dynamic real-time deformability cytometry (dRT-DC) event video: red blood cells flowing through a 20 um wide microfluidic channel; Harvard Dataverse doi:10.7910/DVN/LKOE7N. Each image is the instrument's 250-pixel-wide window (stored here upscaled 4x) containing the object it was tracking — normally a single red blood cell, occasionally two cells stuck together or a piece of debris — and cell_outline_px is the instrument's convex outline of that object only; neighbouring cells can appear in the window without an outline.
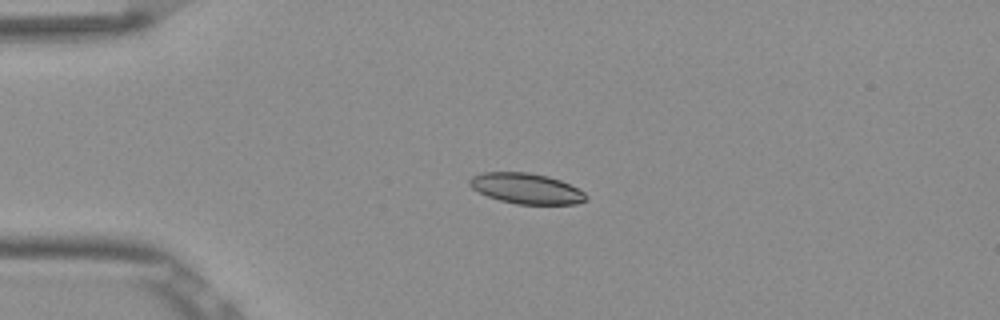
{"species": "Egyptian fruit bat (a non-hibernating species)", "species_latin": "Rousettus aegyptiacus", "temperature_condition": "room temperature", "stored_images_in_passage": 41, "camera_frame_rate_fps": 3000, "um_per_image_px": 0.085, "frame": {"image": 1, "passage_image": 1, "time_ms": 0.0, "image_size_px": [1000, 320], "cell_outline_px": [[588, 200], [576, 204], [516, 204], [500, 200], [488, 196], [472, 188], [468, 184], [468, 180], [472, 176], [484, 172], [528, 172], [548, 176], [560, 180], [584, 192], [588, 196]], "centroid_in_image_um": [44.74, 16.02], "position_along_channel_um": 40.3, "area_um2": 20.69}}
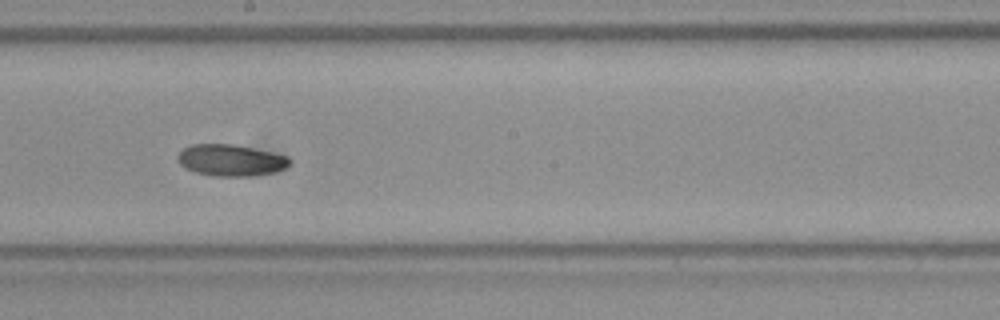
{"frame": {"image": 2, "passage_image": 18, "time_ms": 5.667, "image_size_px": [1000, 320], "cell_outline_px": [[292, 160], [284, 168], [276, 172], [252, 176], [216, 176], [196, 172], [180, 164], [176, 156], [184, 148], [192, 144], [232, 144], [252, 148], [288, 156]], "centroid_in_image_um": [19.63, 13.62], "position_along_channel_um": 228.6, "area_um2": 20.4}}
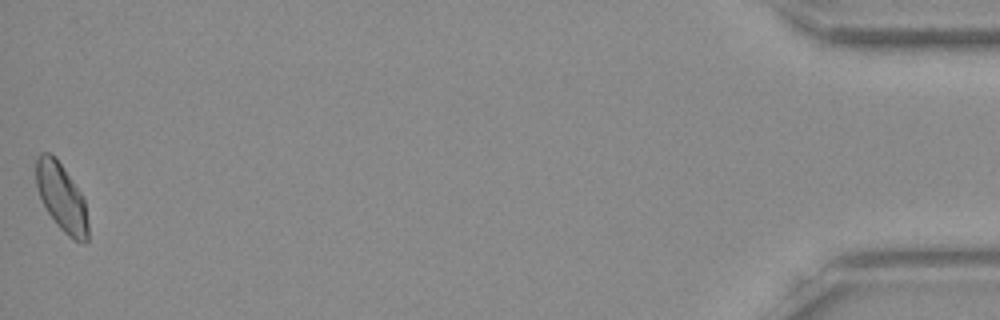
{"frame": {"image": 3, "passage_image": 41, "time_ms": 13.333, "image_size_px": [1000, 320], "cell_outline_px": [[88, 240], [72, 240], [56, 224], [48, 212], [40, 196], [36, 184], [36, 156], [40, 152], [48, 152], [56, 156], [80, 192], [84, 200], [88, 224]], "centroid_in_image_um": [5.21, 16.73], "position_along_channel_um": 430.0, "area_um2": 20.35}, "authors_computed_cell_mechanics": {"area_um2": 20.3456, "velocity_mm_per_s": 3.8517, "shape_relaxation_time_tau1_ms": null, "shape_relaxation_time_tau2_ms": 7.5995, "deformation_change_tau1": null, "deformation_change_tau2": 0.1229}}